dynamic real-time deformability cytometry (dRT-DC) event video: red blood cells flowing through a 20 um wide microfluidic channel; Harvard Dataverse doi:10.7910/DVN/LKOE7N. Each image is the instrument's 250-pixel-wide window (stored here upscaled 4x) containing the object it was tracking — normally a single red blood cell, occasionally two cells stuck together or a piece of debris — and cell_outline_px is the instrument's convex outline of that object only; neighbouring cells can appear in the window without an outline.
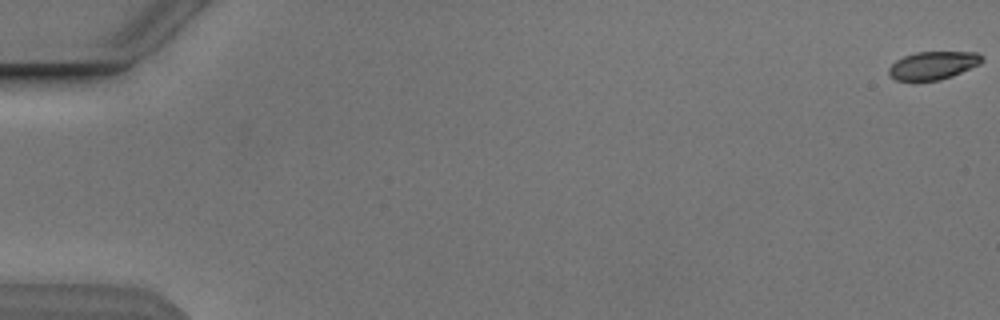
{"species": "Egyptian fruit bat (a non-hibernating species)", "species_latin": "Rousettus aegyptiacus", "temperature_condition": "cold", "stored_images_in_passage": 6, "segment_of_instrument_passage": [2, 2], "camera_frame_rate_fps": 3000, "um_per_image_px": 0.085, "animal": {"sex": "male"}, "frame": {"image": 1, "passage_image": 6, "time_ms": 6.0, "image_size_px": [1000, 320], "cell_outline_px": [[984, 60], [980, 64], [952, 76], [940, 80], [896, 80], [888, 76], [888, 68], [896, 60], [904, 56], [916, 52], [976, 52], [984, 56]], "centroid_in_image_um": [79.31, 5.55], "position_along_channel_um": 5.7, "area_um2": 15.26}}